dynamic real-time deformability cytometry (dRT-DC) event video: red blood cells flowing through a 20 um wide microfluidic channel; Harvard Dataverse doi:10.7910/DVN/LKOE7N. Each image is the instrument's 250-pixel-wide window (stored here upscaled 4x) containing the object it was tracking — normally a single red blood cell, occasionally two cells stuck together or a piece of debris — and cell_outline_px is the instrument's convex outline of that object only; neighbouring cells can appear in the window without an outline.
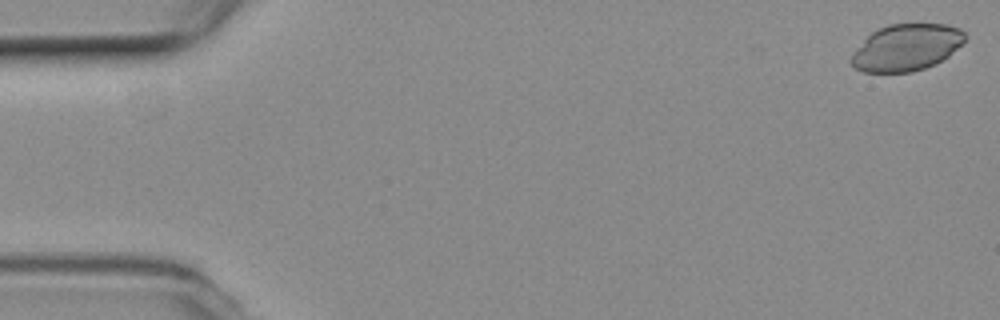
{"species": "common noctule bat (a hibernating species)", "species_latin": "Nyctalus noctula", "temperature_condition": "room temperature", "stored_images_in_passage": 18, "camera_frame_rate_fps": 3000, "um_per_image_px": 0.085, "animal": {"sex": "female", "body_mass_g": 19.3, "forearm_length_mm": 54.1}, "frame": {"image": 1, "passage_image": 1, "time_ms": 0.0, "image_size_px": [1000, 320], "cell_outline_px": [[968, 36], [948, 56], [936, 64], [912, 72], [864, 72], [856, 68], [848, 60], [864, 40], [872, 32], [888, 24], [944, 24], [960, 28]], "centroid_in_image_um": [77.05, 4.03], "position_along_channel_um": 7.9, "area_um2": 30.69}}